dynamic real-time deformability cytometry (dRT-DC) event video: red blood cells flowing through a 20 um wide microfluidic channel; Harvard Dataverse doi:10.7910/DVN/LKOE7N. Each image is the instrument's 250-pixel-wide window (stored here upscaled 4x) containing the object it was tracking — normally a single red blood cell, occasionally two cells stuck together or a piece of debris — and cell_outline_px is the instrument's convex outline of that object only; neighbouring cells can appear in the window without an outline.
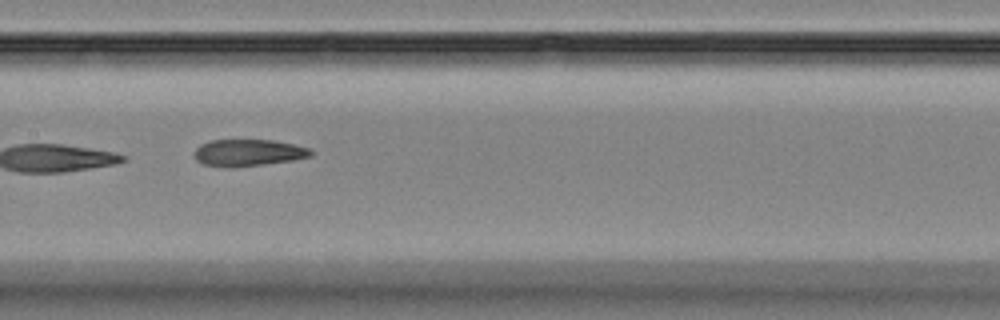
{"species": "Egyptian fruit bat (a non-hibernating species)", "species_latin": "Rousettus aegyptiacus", "temperature_condition": "room temperature", "stored_images_in_passage": 10, "camera_frame_rate_fps": 3000, "um_per_image_px": 0.085, "animal": {"sex": "female"}, "frame": {"image": 1, "passage_image": 5, "time_ms": 4.667, "image_size_px": [1000, 320], "cell_outline_px": [[312, 156], [292, 160], [232, 168], [228, 168], [204, 164], [196, 160], [196, 148], [200, 144], [212, 140], [272, 140], [292, 144], [308, 148], [312, 152]], "centroid_in_image_um": [21.08, 12.98], "position_along_channel_um": 186.3, "area_um2": 17.98}}
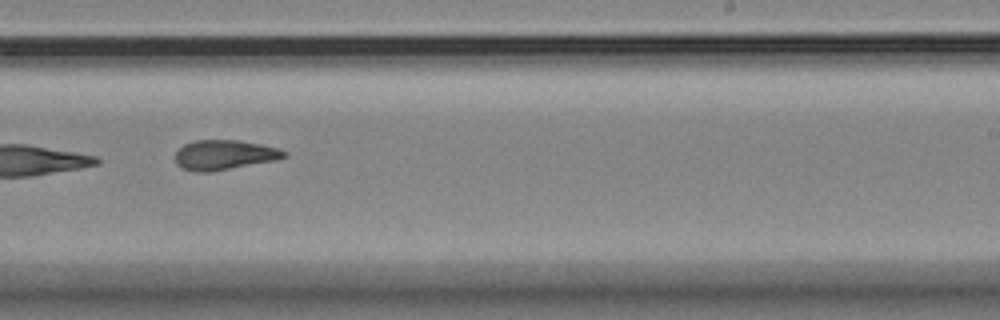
{"frame": {"image": 2, "passage_image": 7, "time_ms": 7.0, "image_size_px": [1000, 320], "cell_outline_px": [[288, 156], [276, 160], [208, 172], [196, 172], [184, 168], [176, 164], [176, 152], [184, 144], [196, 140], [240, 140], [260, 144], [276, 148], [288, 152]], "centroid_in_image_um": [19.08, 13.16], "position_along_channel_um": 269.9, "area_um2": 18.73}}
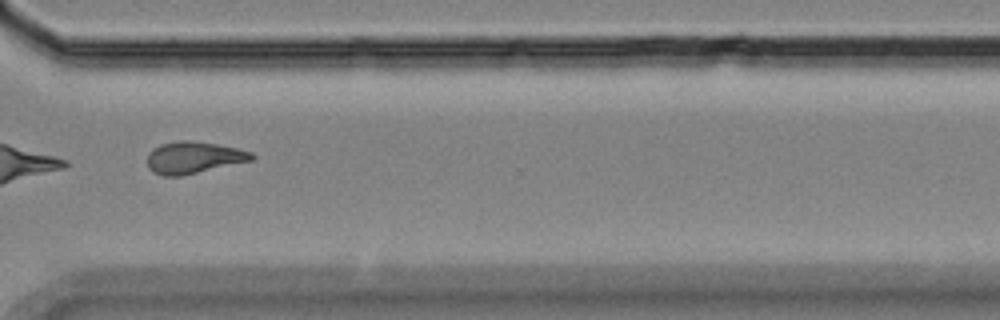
{"frame": {"image": 3, "passage_image": 9, "time_ms": 9.333, "image_size_px": [1000, 320], "cell_outline_px": [[256, 156], [252, 160], [180, 176], [164, 176], [152, 172], [148, 168], [148, 152], [152, 148], [160, 144], [180, 140], [188, 140], [216, 144], [236, 148], [252, 152]], "centroid_in_image_um": [16.42, 13.39], "position_along_channel_um": 354.2, "area_um2": 19.31}}